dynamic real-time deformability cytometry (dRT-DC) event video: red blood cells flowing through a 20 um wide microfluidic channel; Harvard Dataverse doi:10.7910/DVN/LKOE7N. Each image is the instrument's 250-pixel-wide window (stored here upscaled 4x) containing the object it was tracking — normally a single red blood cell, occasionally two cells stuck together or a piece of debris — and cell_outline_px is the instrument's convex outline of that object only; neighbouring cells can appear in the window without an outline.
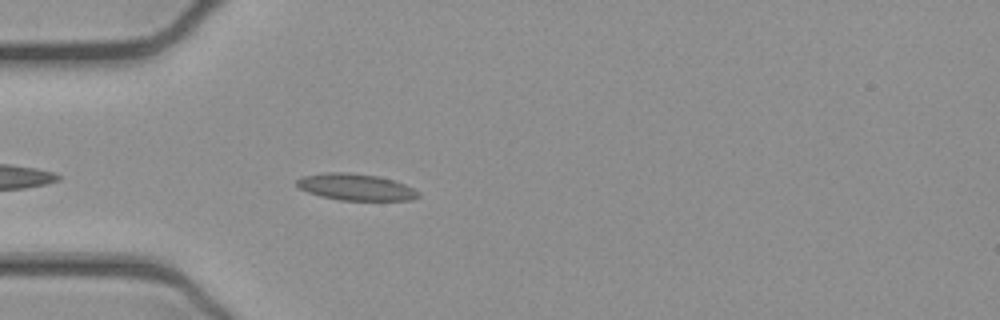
{"species": "common noctule bat (a hibernating species)", "species_latin": "Nyctalus noctula", "temperature_condition": "cold", "stored_images_in_passage": 26, "camera_frame_rate_fps": 3000, "um_per_image_px": 0.085, "animal": {"sex": "female", "body_mass_g": 21.9}, "frame": {"image": 1, "passage_image": 4, "time_ms": 1.0, "image_size_px": [1000, 320], "cell_outline_px": [[420, 196], [412, 200], [340, 200], [320, 196], [308, 192], [300, 188], [296, 184], [296, 180], [304, 176], [328, 172], [348, 172], [376, 176], [392, 180], [404, 184], [420, 192]], "centroid_in_image_um": [30.24, 15.9], "position_along_channel_um": 54.8, "area_um2": 18.67}}
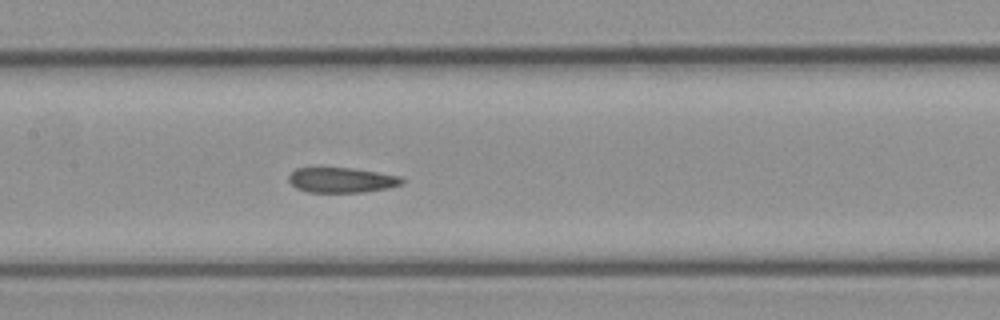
{"frame": {"image": 2, "passage_image": 14, "time_ms": 4.333, "image_size_px": [1000, 320], "cell_outline_px": [[404, 180], [400, 184], [388, 188], [364, 192], [308, 192], [296, 188], [288, 180], [288, 176], [296, 168], [320, 164], [356, 168], [400, 176]], "centroid_in_image_um": [28.96, 15.25], "position_along_channel_um": 178.4, "area_um2": 17.4}}
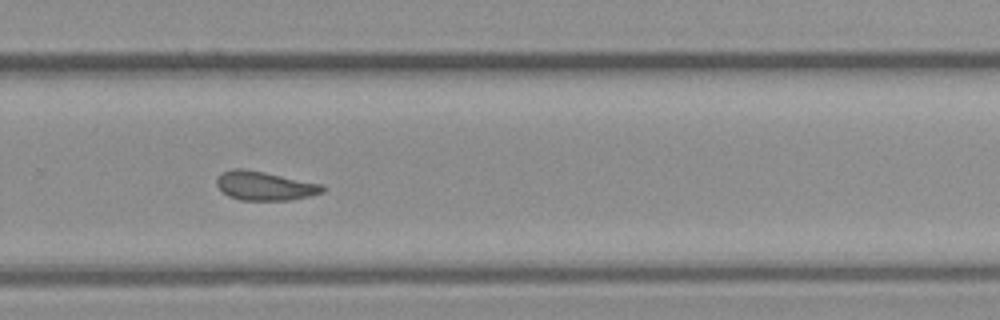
{"frame": {"image": 3, "passage_image": 24, "time_ms": 7.667, "image_size_px": [1000, 320], "cell_outline_px": [[328, 188], [324, 192], [292, 200], [240, 200], [228, 196], [216, 184], [216, 180], [220, 172], [232, 168], [244, 168], [324, 184]], "centroid_in_image_um": [22.52, 15.79], "position_along_channel_um": 307.3, "area_um2": 18.09}}